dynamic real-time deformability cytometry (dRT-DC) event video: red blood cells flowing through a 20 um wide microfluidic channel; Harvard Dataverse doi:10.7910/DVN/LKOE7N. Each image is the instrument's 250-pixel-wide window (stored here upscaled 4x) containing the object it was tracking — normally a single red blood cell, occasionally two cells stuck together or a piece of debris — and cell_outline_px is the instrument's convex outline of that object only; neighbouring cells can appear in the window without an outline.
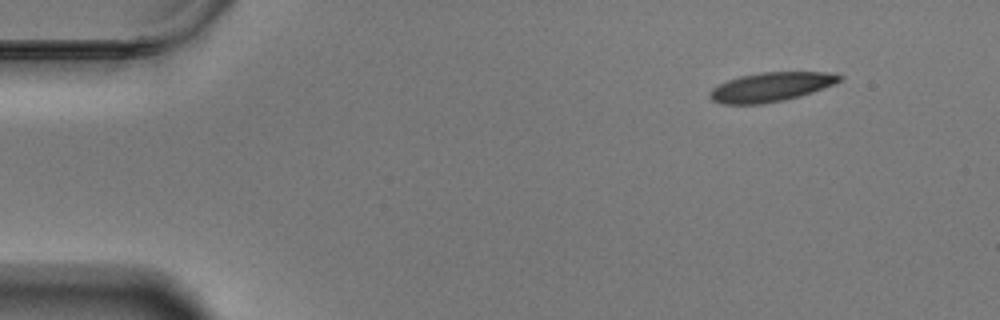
{"species": "Egyptian fruit bat (a non-hibernating species)", "species_latin": "Rousettus aegyptiacus", "temperature_condition": "warm", "stored_images_in_passage": 53, "camera_frame_rate_fps": 3000, "um_per_image_px": 0.085, "animal": {"sex": "male"}, "frame": {"image": 1, "passage_image": 1, "time_ms": 0.0, "image_size_px": [1000, 320], "cell_outline_px": [[844, 76], [836, 84], [800, 96], [784, 100], [760, 104], [720, 104], [712, 100], [708, 96], [708, 92], [712, 88], [728, 80], [740, 76], [760, 72], [832, 72]], "centroid_in_image_um": [65.53, 7.39], "position_along_channel_um": 19.5, "area_um2": 22.2}}
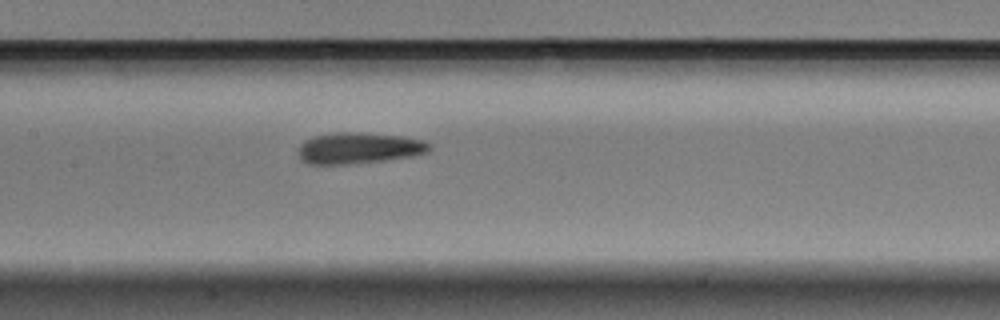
{"frame": {"image": 2, "passage_image": 23, "time_ms": 7.333, "image_size_px": [1000, 320], "cell_outline_px": [[432, 148], [428, 152], [412, 156], [384, 160], [348, 164], [308, 164], [300, 160], [296, 152], [300, 144], [304, 140], [316, 136], [332, 132], [360, 132], [404, 136], [424, 140], [432, 144]], "centroid_in_image_um": [30.49, 12.58], "position_along_channel_um": 176.9, "area_um2": 24.22}}
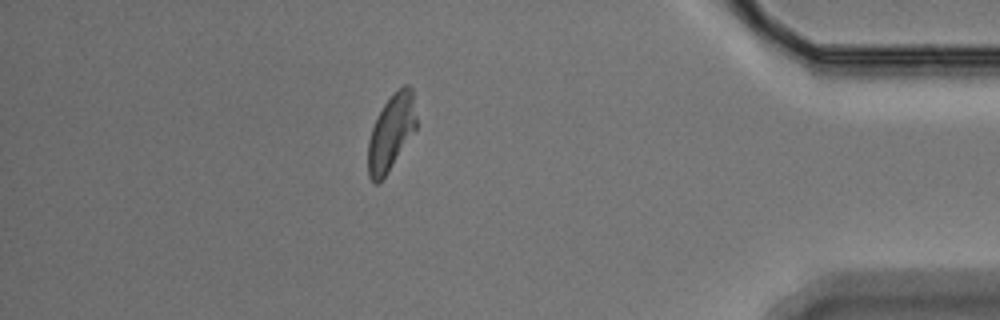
{"frame": {"image": 3, "passage_image": 46, "time_ms": 15.0, "image_size_px": [1000, 320], "cell_outline_px": [[416, 128], [380, 184], [372, 184], [368, 176], [368, 140], [372, 128], [384, 104], [404, 84], [408, 84], [412, 88], [416, 116]], "centroid_in_image_um": [33.23, 11.31], "position_along_channel_um": 402.0, "area_um2": 21.04}, "authors_computed_cell_mechanics": {"area_um2": 22.8888, "velocity_mm_per_s": 3.4342, "shape_relaxation_time_tau1_ms": 4.0872, "shape_relaxation_time_tau2_ms": 3.7503, "deformation_change_tau1": 0.1499, "deformation_change_tau2": 0.1136}}